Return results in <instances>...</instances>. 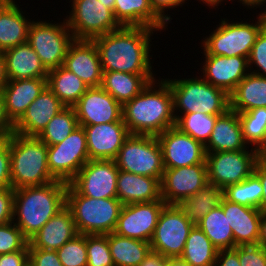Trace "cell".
I'll list each match as a JSON object with an SVG mask.
<instances>
[{
  "label": "cell",
  "instance_id": "obj_24",
  "mask_svg": "<svg viewBox=\"0 0 266 266\" xmlns=\"http://www.w3.org/2000/svg\"><path fill=\"white\" fill-rule=\"evenodd\" d=\"M220 205L232 228L235 247L257 245L262 212L258 208L232 203L224 197Z\"/></svg>",
  "mask_w": 266,
  "mask_h": 266
},
{
  "label": "cell",
  "instance_id": "obj_15",
  "mask_svg": "<svg viewBox=\"0 0 266 266\" xmlns=\"http://www.w3.org/2000/svg\"><path fill=\"white\" fill-rule=\"evenodd\" d=\"M165 205L163 200L123 205L114 233L150 242Z\"/></svg>",
  "mask_w": 266,
  "mask_h": 266
},
{
  "label": "cell",
  "instance_id": "obj_46",
  "mask_svg": "<svg viewBox=\"0 0 266 266\" xmlns=\"http://www.w3.org/2000/svg\"><path fill=\"white\" fill-rule=\"evenodd\" d=\"M238 260L241 266H266V249L258 244L240 245Z\"/></svg>",
  "mask_w": 266,
  "mask_h": 266
},
{
  "label": "cell",
  "instance_id": "obj_40",
  "mask_svg": "<svg viewBox=\"0 0 266 266\" xmlns=\"http://www.w3.org/2000/svg\"><path fill=\"white\" fill-rule=\"evenodd\" d=\"M245 142L259 149L266 141V107L238 113Z\"/></svg>",
  "mask_w": 266,
  "mask_h": 266
},
{
  "label": "cell",
  "instance_id": "obj_64",
  "mask_svg": "<svg viewBox=\"0 0 266 266\" xmlns=\"http://www.w3.org/2000/svg\"><path fill=\"white\" fill-rule=\"evenodd\" d=\"M6 140V137L0 132V145Z\"/></svg>",
  "mask_w": 266,
  "mask_h": 266
},
{
  "label": "cell",
  "instance_id": "obj_39",
  "mask_svg": "<svg viewBox=\"0 0 266 266\" xmlns=\"http://www.w3.org/2000/svg\"><path fill=\"white\" fill-rule=\"evenodd\" d=\"M263 188L259 178L252 173L238 184H232L223 189V197L244 206L258 208L262 199Z\"/></svg>",
  "mask_w": 266,
  "mask_h": 266
},
{
  "label": "cell",
  "instance_id": "obj_56",
  "mask_svg": "<svg viewBox=\"0 0 266 266\" xmlns=\"http://www.w3.org/2000/svg\"><path fill=\"white\" fill-rule=\"evenodd\" d=\"M258 245L266 249V213L261 214Z\"/></svg>",
  "mask_w": 266,
  "mask_h": 266
},
{
  "label": "cell",
  "instance_id": "obj_25",
  "mask_svg": "<svg viewBox=\"0 0 266 266\" xmlns=\"http://www.w3.org/2000/svg\"><path fill=\"white\" fill-rule=\"evenodd\" d=\"M78 235L71 210L65 206L29 239L28 248L56 251Z\"/></svg>",
  "mask_w": 266,
  "mask_h": 266
},
{
  "label": "cell",
  "instance_id": "obj_17",
  "mask_svg": "<svg viewBox=\"0 0 266 266\" xmlns=\"http://www.w3.org/2000/svg\"><path fill=\"white\" fill-rule=\"evenodd\" d=\"M160 184L162 200L166 204H179L208 184L207 166L197 164L164 168Z\"/></svg>",
  "mask_w": 266,
  "mask_h": 266
},
{
  "label": "cell",
  "instance_id": "obj_11",
  "mask_svg": "<svg viewBox=\"0 0 266 266\" xmlns=\"http://www.w3.org/2000/svg\"><path fill=\"white\" fill-rule=\"evenodd\" d=\"M194 225L178 204H166L150 241L152 252L166 258L180 257Z\"/></svg>",
  "mask_w": 266,
  "mask_h": 266
},
{
  "label": "cell",
  "instance_id": "obj_59",
  "mask_svg": "<svg viewBox=\"0 0 266 266\" xmlns=\"http://www.w3.org/2000/svg\"><path fill=\"white\" fill-rule=\"evenodd\" d=\"M199 1H200L199 4H202L203 3L206 6H208L209 8L212 7L210 9H213L214 8L215 10H216V7L218 8V6H220L224 1H225V3L228 2L227 0H198V2Z\"/></svg>",
  "mask_w": 266,
  "mask_h": 266
},
{
  "label": "cell",
  "instance_id": "obj_45",
  "mask_svg": "<svg viewBox=\"0 0 266 266\" xmlns=\"http://www.w3.org/2000/svg\"><path fill=\"white\" fill-rule=\"evenodd\" d=\"M250 73L266 77V28L258 34L248 57ZM255 67V69H254Z\"/></svg>",
  "mask_w": 266,
  "mask_h": 266
},
{
  "label": "cell",
  "instance_id": "obj_48",
  "mask_svg": "<svg viewBox=\"0 0 266 266\" xmlns=\"http://www.w3.org/2000/svg\"><path fill=\"white\" fill-rule=\"evenodd\" d=\"M29 266H63L53 250L29 248Z\"/></svg>",
  "mask_w": 266,
  "mask_h": 266
},
{
  "label": "cell",
  "instance_id": "obj_47",
  "mask_svg": "<svg viewBox=\"0 0 266 266\" xmlns=\"http://www.w3.org/2000/svg\"><path fill=\"white\" fill-rule=\"evenodd\" d=\"M10 135L0 145V190L11 187Z\"/></svg>",
  "mask_w": 266,
  "mask_h": 266
},
{
  "label": "cell",
  "instance_id": "obj_31",
  "mask_svg": "<svg viewBox=\"0 0 266 266\" xmlns=\"http://www.w3.org/2000/svg\"><path fill=\"white\" fill-rule=\"evenodd\" d=\"M156 74H131L120 71H103L101 87L123 105L137 96Z\"/></svg>",
  "mask_w": 266,
  "mask_h": 266
},
{
  "label": "cell",
  "instance_id": "obj_4",
  "mask_svg": "<svg viewBox=\"0 0 266 266\" xmlns=\"http://www.w3.org/2000/svg\"><path fill=\"white\" fill-rule=\"evenodd\" d=\"M48 146L36 136L10 134L11 187L41 186L56 179L47 161Z\"/></svg>",
  "mask_w": 266,
  "mask_h": 266
},
{
  "label": "cell",
  "instance_id": "obj_38",
  "mask_svg": "<svg viewBox=\"0 0 266 266\" xmlns=\"http://www.w3.org/2000/svg\"><path fill=\"white\" fill-rule=\"evenodd\" d=\"M78 126L74 107H65L37 137L47 146L56 145L64 141Z\"/></svg>",
  "mask_w": 266,
  "mask_h": 266
},
{
  "label": "cell",
  "instance_id": "obj_42",
  "mask_svg": "<svg viewBox=\"0 0 266 266\" xmlns=\"http://www.w3.org/2000/svg\"><path fill=\"white\" fill-rule=\"evenodd\" d=\"M56 252L63 266H87L86 235H76Z\"/></svg>",
  "mask_w": 266,
  "mask_h": 266
},
{
  "label": "cell",
  "instance_id": "obj_58",
  "mask_svg": "<svg viewBox=\"0 0 266 266\" xmlns=\"http://www.w3.org/2000/svg\"><path fill=\"white\" fill-rule=\"evenodd\" d=\"M166 266H190V265L180 257H176V258H167Z\"/></svg>",
  "mask_w": 266,
  "mask_h": 266
},
{
  "label": "cell",
  "instance_id": "obj_43",
  "mask_svg": "<svg viewBox=\"0 0 266 266\" xmlns=\"http://www.w3.org/2000/svg\"><path fill=\"white\" fill-rule=\"evenodd\" d=\"M87 266H114L106 235H86Z\"/></svg>",
  "mask_w": 266,
  "mask_h": 266
},
{
  "label": "cell",
  "instance_id": "obj_21",
  "mask_svg": "<svg viewBox=\"0 0 266 266\" xmlns=\"http://www.w3.org/2000/svg\"><path fill=\"white\" fill-rule=\"evenodd\" d=\"M63 66L77 75L89 88L100 87L103 70L93 40H74L67 51Z\"/></svg>",
  "mask_w": 266,
  "mask_h": 266
},
{
  "label": "cell",
  "instance_id": "obj_34",
  "mask_svg": "<svg viewBox=\"0 0 266 266\" xmlns=\"http://www.w3.org/2000/svg\"><path fill=\"white\" fill-rule=\"evenodd\" d=\"M114 266H139L152 251L150 242L128 238L114 232L108 234Z\"/></svg>",
  "mask_w": 266,
  "mask_h": 266
},
{
  "label": "cell",
  "instance_id": "obj_41",
  "mask_svg": "<svg viewBox=\"0 0 266 266\" xmlns=\"http://www.w3.org/2000/svg\"><path fill=\"white\" fill-rule=\"evenodd\" d=\"M218 117L202 113L182 114L176 119L175 127L205 146Z\"/></svg>",
  "mask_w": 266,
  "mask_h": 266
},
{
  "label": "cell",
  "instance_id": "obj_66",
  "mask_svg": "<svg viewBox=\"0 0 266 266\" xmlns=\"http://www.w3.org/2000/svg\"><path fill=\"white\" fill-rule=\"evenodd\" d=\"M261 18H262V21H263L264 27L266 28V17H261Z\"/></svg>",
  "mask_w": 266,
  "mask_h": 266
},
{
  "label": "cell",
  "instance_id": "obj_26",
  "mask_svg": "<svg viewBox=\"0 0 266 266\" xmlns=\"http://www.w3.org/2000/svg\"><path fill=\"white\" fill-rule=\"evenodd\" d=\"M22 9L16 0H5L0 4V52L28 40L29 27L33 20Z\"/></svg>",
  "mask_w": 266,
  "mask_h": 266
},
{
  "label": "cell",
  "instance_id": "obj_5",
  "mask_svg": "<svg viewBox=\"0 0 266 266\" xmlns=\"http://www.w3.org/2000/svg\"><path fill=\"white\" fill-rule=\"evenodd\" d=\"M180 78H164L173 95L176 119L188 113L221 116L230 109L229 94L224 90L211 85L199 75Z\"/></svg>",
  "mask_w": 266,
  "mask_h": 266
},
{
  "label": "cell",
  "instance_id": "obj_50",
  "mask_svg": "<svg viewBox=\"0 0 266 266\" xmlns=\"http://www.w3.org/2000/svg\"><path fill=\"white\" fill-rule=\"evenodd\" d=\"M188 0H149L153 11L168 25L170 24L172 15L168 14V10H174L179 6L182 7ZM167 13V14H166Z\"/></svg>",
  "mask_w": 266,
  "mask_h": 266
},
{
  "label": "cell",
  "instance_id": "obj_54",
  "mask_svg": "<svg viewBox=\"0 0 266 266\" xmlns=\"http://www.w3.org/2000/svg\"><path fill=\"white\" fill-rule=\"evenodd\" d=\"M14 124L7 117L4 105V98L0 90V132L7 138L13 133Z\"/></svg>",
  "mask_w": 266,
  "mask_h": 266
},
{
  "label": "cell",
  "instance_id": "obj_6",
  "mask_svg": "<svg viewBox=\"0 0 266 266\" xmlns=\"http://www.w3.org/2000/svg\"><path fill=\"white\" fill-rule=\"evenodd\" d=\"M66 206L71 210L78 234L106 235L114 232L123 204L118 198H91L81 195L70 183Z\"/></svg>",
  "mask_w": 266,
  "mask_h": 266
},
{
  "label": "cell",
  "instance_id": "obj_62",
  "mask_svg": "<svg viewBox=\"0 0 266 266\" xmlns=\"http://www.w3.org/2000/svg\"><path fill=\"white\" fill-rule=\"evenodd\" d=\"M104 4H106L107 8L111 9L114 11V6H115V0H101Z\"/></svg>",
  "mask_w": 266,
  "mask_h": 266
},
{
  "label": "cell",
  "instance_id": "obj_19",
  "mask_svg": "<svg viewBox=\"0 0 266 266\" xmlns=\"http://www.w3.org/2000/svg\"><path fill=\"white\" fill-rule=\"evenodd\" d=\"M201 77L211 85L231 94L250 72L248 58L242 56L202 55Z\"/></svg>",
  "mask_w": 266,
  "mask_h": 266
},
{
  "label": "cell",
  "instance_id": "obj_14",
  "mask_svg": "<svg viewBox=\"0 0 266 266\" xmlns=\"http://www.w3.org/2000/svg\"><path fill=\"white\" fill-rule=\"evenodd\" d=\"M119 169L114 160H89L70 184L84 196L91 198H117Z\"/></svg>",
  "mask_w": 266,
  "mask_h": 266
},
{
  "label": "cell",
  "instance_id": "obj_9",
  "mask_svg": "<svg viewBox=\"0 0 266 266\" xmlns=\"http://www.w3.org/2000/svg\"><path fill=\"white\" fill-rule=\"evenodd\" d=\"M67 3H71V9L65 20L76 40H93L122 27L114 12L101 0H70Z\"/></svg>",
  "mask_w": 266,
  "mask_h": 266
},
{
  "label": "cell",
  "instance_id": "obj_23",
  "mask_svg": "<svg viewBox=\"0 0 266 266\" xmlns=\"http://www.w3.org/2000/svg\"><path fill=\"white\" fill-rule=\"evenodd\" d=\"M47 87V78L8 80L2 88L7 117L15 124Z\"/></svg>",
  "mask_w": 266,
  "mask_h": 266
},
{
  "label": "cell",
  "instance_id": "obj_61",
  "mask_svg": "<svg viewBox=\"0 0 266 266\" xmlns=\"http://www.w3.org/2000/svg\"><path fill=\"white\" fill-rule=\"evenodd\" d=\"M258 159L261 162L266 163V141L265 143L258 149Z\"/></svg>",
  "mask_w": 266,
  "mask_h": 266
},
{
  "label": "cell",
  "instance_id": "obj_13",
  "mask_svg": "<svg viewBox=\"0 0 266 266\" xmlns=\"http://www.w3.org/2000/svg\"><path fill=\"white\" fill-rule=\"evenodd\" d=\"M48 168L59 181L70 183L82 166L89 161L86 133L78 126L64 141L48 146Z\"/></svg>",
  "mask_w": 266,
  "mask_h": 266
},
{
  "label": "cell",
  "instance_id": "obj_49",
  "mask_svg": "<svg viewBox=\"0 0 266 266\" xmlns=\"http://www.w3.org/2000/svg\"><path fill=\"white\" fill-rule=\"evenodd\" d=\"M14 189L0 190V225L13 221Z\"/></svg>",
  "mask_w": 266,
  "mask_h": 266
},
{
  "label": "cell",
  "instance_id": "obj_2",
  "mask_svg": "<svg viewBox=\"0 0 266 266\" xmlns=\"http://www.w3.org/2000/svg\"><path fill=\"white\" fill-rule=\"evenodd\" d=\"M160 78L122 105V119L130 134L158 136L175 126L173 95L169 83Z\"/></svg>",
  "mask_w": 266,
  "mask_h": 266
},
{
  "label": "cell",
  "instance_id": "obj_27",
  "mask_svg": "<svg viewBox=\"0 0 266 266\" xmlns=\"http://www.w3.org/2000/svg\"><path fill=\"white\" fill-rule=\"evenodd\" d=\"M245 149L255 148H249L244 140L238 113L229 109L217 118L208 143L205 145L206 153Z\"/></svg>",
  "mask_w": 266,
  "mask_h": 266
},
{
  "label": "cell",
  "instance_id": "obj_30",
  "mask_svg": "<svg viewBox=\"0 0 266 266\" xmlns=\"http://www.w3.org/2000/svg\"><path fill=\"white\" fill-rule=\"evenodd\" d=\"M114 16L121 26L150 27L159 33L168 25L153 11L149 0H115Z\"/></svg>",
  "mask_w": 266,
  "mask_h": 266
},
{
  "label": "cell",
  "instance_id": "obj_63",
  "mask_svg": "<svg viewBox=\"0 0 266 266\" xmlns=\"http://www.w3.org/2000/svg\"><path fill=\"white\" fill-rule=\"evenodd\" d=\"M266 0H264V1H262L261 2V4H260V6H259V10H261L260 11V13H258L261 17H266V8L264 9L263 7L265 6L266 7ZM260 8H263V9H260Z\"/></svg>",
  "mask_w": 266,
  "mask_h": 266
},
{
  "label": "cell",
  "instance_id": "obj_33",
  "mask_svg": "<svg viewBox=\"0 0 266 266\" xmlns=\"http://www.w3.org/2000/svg\"><path fill=\"white\" fill-rule=\"evenodd\" d=\"M47 87L66 107H73L89 88L63 65L48 71Z\"/></svg>",
  "mask_w": 266,
  "mask_h": 266
},
{
  "label": "cell",
  "instance_id": "obj_18",
  "mask_svg": "<svg viewBox=\"0 0 266 266\" xmlns=\"http://www.w3.org/2000/svg\"><path fill=\"white\" fill-rule=\"evenodd\" d=\"M80 126L118 122L122 105L100 87H90L73 106Z\"/></svg>",
  "mask_w": 266,
  "mask_h": 266
},
{
  "label": "cell",
  "instance_id": "obj_16",
  "mask_svg": "<svg viewBox=\"0 0 266 266\" xmlns=\"http://www.w3.org/2000/svg\"><path fill=\"white\" fill-rule=\"evenodd\" d=\"M164 168L206 164L205 146L173 126L157 136Z\"/></svg>",
  "mask_w": 266,
  "mask_h": 266
},
{
  "label": "cell",
  "instance_id": "obj_35",
  "mask_svg": "<svg viewBox=\"0 0 266 266\" xmlns=\"http://www.w3.org/2000/svg\"><path fill=\"white\" fill-rule=\"evenodd\" d=\"M217 253L218 249L195 224L189 233L180 258L190 266H214Z\"/></svg>",
  "mask_w": 266,
  "mask_h": 266
},
{
  "label": "cell",
  "instance_id": "obj_29",
  "mask_svg": "<svg viewBox=\"0 0 266 266\" xmlns=\"http://www.w3.org/2000/svg\"><path fill=\"white\" fill-rule=\"evenodd\" d=\"M8 80L47 78L48 71L26 41L3 52Z\"/></svg>",
  "mask_w": 266,
  "mask_h": 266
},
{
  "label": "cell",
  "instance_id": "obj_65",
  "mask_svg": "<svg viewBox=\"0 0 266 266\" xmlns=\"http://www.w3.org/2000/svg\"><path fill=\"white\" fill-rule=\"evenodd\" d=\"M262 1L264 0H256V9L259 8Z\"/></svg>",
  "mask_w": 266,
  "mask_h": 266
},
{
  "label": "cell",
  "instance_id": "obj_36",
  "mask_svg": "<svg viewBox=\"0 0 266 266\" xmlns=\"http://www.w3.org/2000/svg\"><path fill=\"white\" fill-rule=\"evenodd\" d=\"M197 225L218 250L235 248L233 231L221 205L213 208Z\"/></svg>",
  "mask_w": 266,
  "mask_h": 266
},
{
  "label": "cell",
  "instance_id": "obj_44",
  "mask_svg": "<svg viewBox=\"0 0 266 266\" xmlns=\"http://www.w3.org/2000/svg\"><path fill=\"white\" fill-rule=\"evenodd\" d=\"M28 244L29 240L13 221L0 225V254L24 250Z\"/></svg>",
  "mask_w": 266,
  "mask_h": 266
},
{
  "label": "cell",
  "instance_id": "obj_1",
  "mask_svg": "<svg viewBox=\"0 0 266 266\" xmlns=\"http://www.w3.org/2000/svg\"><path fill=\"white\" fill-rule=\"evenodd\" d=\"M157 29L122 26L120 29L93 39L103 71L131 74H155L150 53L151 37ZM151 42V43H150ZM153 67V68H152Z\"/></svg>",
  "mask_w": 266,
  "mask_h": 266
},
{
  "label": "cell",
  "instance_id": "obj_12",
  "mask_svg": "<svg viewBox=\"0 0 266 266\" xmlns=\"http://www.w3.org/2000/svg\"><path fill=\"white\" fill-rule=\"evenodd\" d=\"M258 160L257 149L206 153L207 179L221 189L249 177Z\"/></svg>",
  "mask_w": 266,
  "mask_h": 266
},
{
  "label": "cell",
  "instance_id": "obj_7",
  "mask_svg": "<svg viewBox=\"0 0 266 266\" xmlns=\"http://www.w3.org/2000/svg\"><path fill=\"white\" fill-rule=\"evenodd\" d=\"M254 20L246 19L240 21H230L221 18V21L213 31L201 40V52L203 55H219V56H242L249 57L251 49L255 44L256 38L260 31L264 28L261 16L256 14ZM230 21V22H229ZM249 21V22H247Z\"/></svg>",
  "mask_w": 266,
  "mask_h": 266
},
{
  "label": "cell",
  "instance_id": "obj_20",
  "mask_svg": "<svg viewBox=\"0 0 266 266\" xmlns=\"http://www.w3.org/2000/svg\"><path fill=\"white\" fill-rule=\"evenodd\" d=\"M83 128L86 133L89 160H114L130 135L123 119Z\"/></svg>",
  "mask_w": 266,
  "mask_h": 266
},
{
  "label": "cell",
  "instance_id": "obj_22",
  "mask_svg": "<svg viewBox=\"0 0 266 266\" xmlns=\"http://www.w3.org/2000/svg\"><path fill=\"white\" fill-rule=\"evenodd\" d=\"M66 106L46 87L23 116L14 124L13 132L23 136H38L52 118Z\"/></svg>",
  "mask_w": 266,
  "mask_h": 266
},
{
  "label": "cell",
  "instance_id": "obj_52",
  "mask_svg": "<svg viewBox=\"0 0 266 266\" xmlns=\"http://www.w3.org/2000/svg\"><path fill=\"white\" fill-rule=\"evenodd\" d=\"M214 266H241L238 260V246L232 249L218 250Z\"/></svg>",
  "mask_w": 266,
  "mask_h": 266
},
{
  "label": "cell",
  "instance_id": "obj_28",
  "mask_svg": "<svg viewBox=\"0 0 266 266\" xmlns=\"http://www.w3.org/2000/svg\"><path fill=\"white\" fill-rule=\"evenodd\" d=\"M117 198L123 205L162 200L158 178L119 170Z\"/></svg>",
  "mask_w": 266,
  "mask_h": 266
},
{
  "label": "cell",
  "instance_id": "obj_8",
  "mask_svg": "<svg viewBox=\"0 0 266 266\" xmlns=\"http://www.w3.org/2000/svg\"><path fill=\"white\" fill-rule=\"evenodd\" d=\"M53 21L33 20L27 40L47 71L63 65L68 48L75 40L65 18L63 22Z\"/></svg>",
  "mask_w": 266,
  "mask_h": 266
},
{
  "label": "cell",
  "instance_id": "obj_3",
  "mask_svg": "<svg viewBox=\"0 0 266 266\" xmlns=\"http://www.w3.org/2000/svg\"><path fill=\"white\" fill-rule=\"evenodd\" d=\"M67 186L68 183L56 180L14 189L13 222L28 240L66 206Z\"/></svg>",
  "mask_w": 266,
  "mask_h": 266
},
{
  "label": "cell",
  "instance_id": "obj_55",
  "mask_svg": "<svg viewBox=\"0 0 266 266\" xmlns=\"http://www.w3.org/2000/svg\"><path fill=\"white\" fill-rule=\"evenodd\" d=\"M166 265H167L166 257L151 251L139 266H166Z\"/></svg>",
  "mask_w": 266,
  "mask_h": 266
},
{
  "label": "cell",
  "instance_id": "obj_51",
  "mask_svg": "<svg viewBox=\"0 0 266 266\" xmlns=\"http://www.w3.org/2000/svg\"><path fill=\"white\" fill-rule=\"evenodd\" d=\"M0 266H29L28 246L21 251L0 254Z\"/></svg>",
  "mask_w": 266,
  "mask_h": 266
},
{
  "label": "cell",
  "instance_id": "obj_10",
  "mask_svg": "<svg viewBox=\"0 0 266 266\" xmlns=\"http://www.w3.org/2000/svg\"><path fill=\"white\" fill-rule=\"evenodd\" d=\"M119 170L158 178L164 173L157 136L130 134L114 159Z\"/></svg>",
  "mask_w": 266,
  "mask_h": 266
},
{
  "label": "cell",
  "instance_id": "obj_37",
  "mask_svg": "<svg viewBox=\"0 0 266 266\" xmlns=\"http://www.w3.org/2000/svg\"><path fill=\"white\" fill-rule=\"evenodd\" d=\"M222 198L223 189L208 183L191 197L182 200L178 205L188 220L197 224L213 208L220 205Z\"/></svg>",
  "mask_w": 266,
  "mask_h": 266
},
{
  "label": "cell",
  "instance_id": "obj_60",
  "mask_svg": "<svg viewBox=\"0 0 266 266\" xmlns=\"http://www.w3.org/2000/svg\"><path fill=\"white\" fill-rule=\"evenodd\" d=\"M229 1H232V0H229ZM233 1H236V0H233ZM237 2L240 3V6L242 5V7L244 6V8H247V10L249 9H253L255 10L256 9V0H238Z\"/></svg>",
  "mask_w": 266,
  "mask_h": 266
},
{
  "label": "cell",
  "instance_id": "obj_32",
  "mask_svg": "<svg viewBox=\"0 0 266 266\" xmlns=\"http://www.w3.org/2000/svg\"><path fill=\"white\" fill-rule=\"evenodd\" d=\"M230 110L237 113L266 107V77L248 73L229 95Z\"/></svg>",
  "mask_w": 266,
  "mask_h": 266
},
{
  "label": "cell",
  "instance_id": "obj_57",
  "mask_svg": "<svg viewBox=\"0 0 266 266\" xmlns=\"http://www.w3.org/2000/svg\"><path fill=\"white\" fill-rule=\"evenodd\" d=\"M8 78L6 74V66H5V59L3 52H0V90L5 86L7 83Z\"/></svg>",
  "mask_w": 266,
  "mask_h": 266
},
{
  "label": "cell",
  "instance_id": "obj_53",
  "mask_svg": "<svg viewBox=\"0 0 266 266\" xmlns=\"http://www.w3.org/2000/svg\"><path fill=\"white\" fill-rule=\"evenodd\" d=\"M253 173L259 178L263 194L260 203V211L266 213V163L261 162L259 159L256 161Z\"/></svg>",
  "mask_w": 266,
  "mask_h": 266
}]
</instances>
